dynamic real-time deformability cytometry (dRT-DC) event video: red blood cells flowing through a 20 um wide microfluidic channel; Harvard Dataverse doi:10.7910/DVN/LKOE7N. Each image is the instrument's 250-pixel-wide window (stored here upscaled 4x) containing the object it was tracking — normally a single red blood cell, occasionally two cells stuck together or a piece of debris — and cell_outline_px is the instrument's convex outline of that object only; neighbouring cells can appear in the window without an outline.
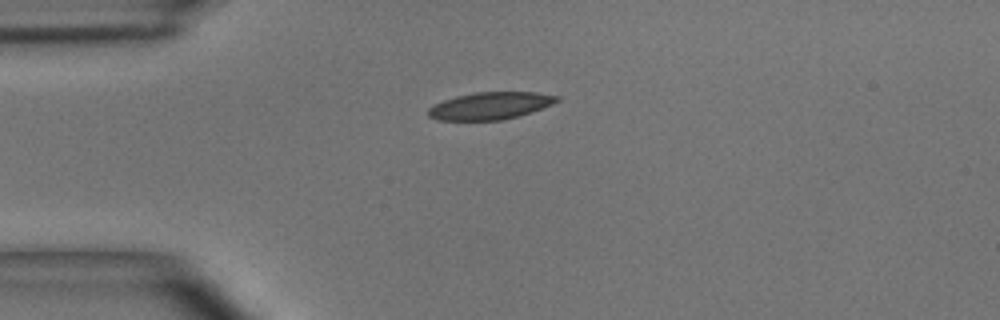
{"species": "common noctule bat (a hibernating species)", "species_latin": "Nyctalus noctula", "temperature_condition": "room temperature", "stored_images_in_passage": 33, "camera_frame_rate_fps": 3000, "um_per_image_px": 0.085, "animal": {"sex": "male", "body_mass_g": 15.6}, "frame": {"image": 1, "passage_image": 1, "time_ms": 0.0, "image_size_px": [1000, 320], "cell_outline_px": [[560, 100], [552, 104], [516, 116], [500, 120], [436, 120], [428, 116], [428, 108], [432, 104], [456, 96], [476, 92], [536, 92], [560, 96]], "centroid_in_image_um": [41.62, 8.98], "position_along_channel_um": 43.4, "area_um2": 20.29}}
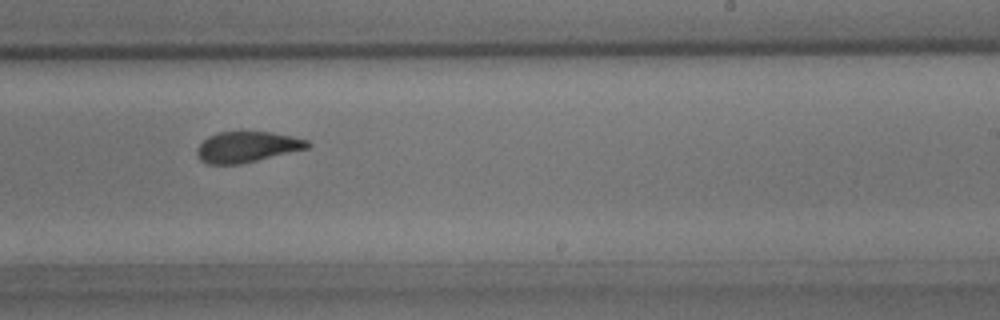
{"frame": {"image": 2, "passage_image": 19, "time_ms": 6.0, "image_size_px": [1000, 320], "cell_outline_px": [[312, 144], [308, 148], [256, 160], [236, 164], [208, 164], [200, 160], [196, 152], [196, 148], [208, 136], [220, 132], [272, 132], [292, 136], [308, 140]], "centroid_in_image_um": [20.99, 12.48], "position_along_channel_um": 268.0, "area_um2": 19.59}}
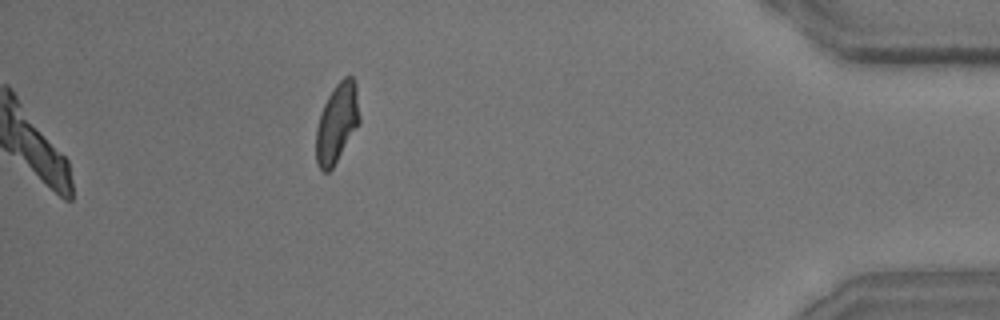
{"frame": {"image": 3, "passage_image": 33, "time_ms": 10.667, "image_size_px": [1000, 320], "cell_outline_px": [[360, 124], [332, 168], [328, 172], [324, 172], [316, 164], [316, 128], [320, 112], [328, 96], [336, 84], [344, 76], [352, 76], [356, 84], [360, 116]], "centroid_in_image_um": [28.65, 10.45], "position_along_channel_um": 406.6, "area_um2": 20.23}, "authors_computed_cell_mechanics": {"area_um2": 21.1548, "velocity_mm_per_s": 4.0523, "shape_relaxation_time_tau1_ms": 3.9082, "shape_relaxation_time_tau2_ms": 1.8844, "deformation_change_tau1": 0.1398, "deformation_change_tau2": 0.0811}}